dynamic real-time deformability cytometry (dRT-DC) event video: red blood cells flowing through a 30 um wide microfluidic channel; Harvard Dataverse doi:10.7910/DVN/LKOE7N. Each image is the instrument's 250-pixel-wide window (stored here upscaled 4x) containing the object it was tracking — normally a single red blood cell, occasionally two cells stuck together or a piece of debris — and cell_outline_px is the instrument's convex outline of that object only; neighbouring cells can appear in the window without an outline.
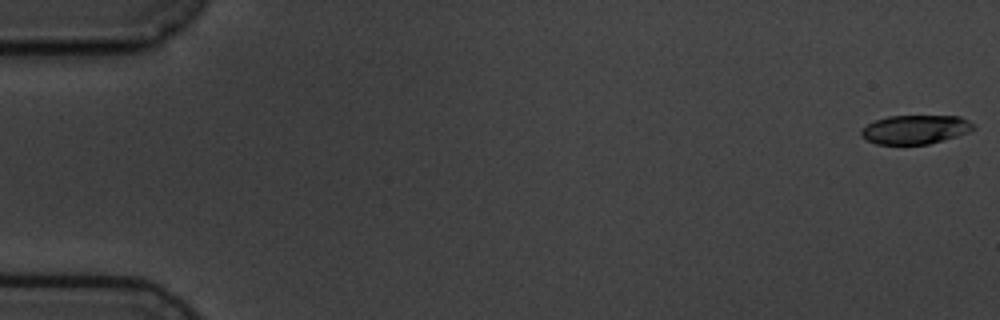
{"species": "common noctule bat (a hibernating species)", "species_latin": "Nyctalus noctula", "temperature_condition": "cold", "stored_images_in_passage": 6, "camera_frame_rate_fps": 3000, "um_per_image_px": 0.085, "animal": {"sex": "male", "body_mass_g": 19.5, "forearm_length_mm": 54.6}, "frame": {"image": 1, "passage_image": 1, "time_ms": 0.0, "image_size_px": [1000, 320], "cell_outline_px": [[976, 128], [968, 132], [944, 140], [928, 144], [876, 144], [868, 140], [860, 132], [868, 124], [876, 120], [888, 116], [960, 116], [968, 120]], "centroid_in_image_um": [77.83, 11.0], "position_along_channel_um": 7.2, "area_um2": 18.67}}
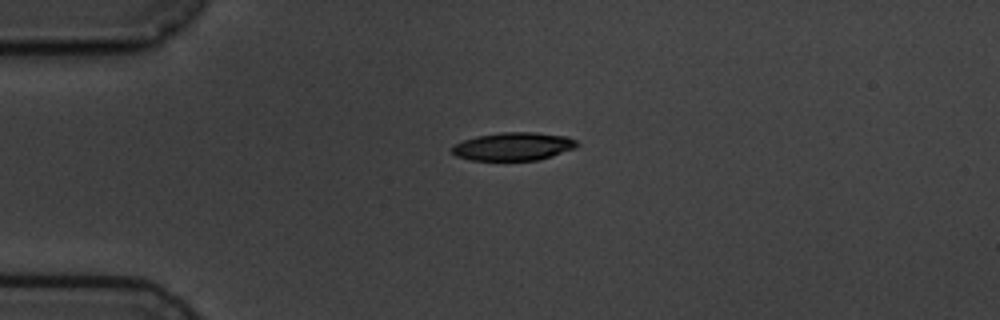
{"frame": {"image": 2, "passage_image": 4, "time_ms": 4.333, "image_size_px": [1000, 320], "cell_outline_px": [[580, 144], [576, 148], [540, 160], [472, 160], [456, 156], [452, 152], [452, 148], [456, 144], [464, 140], [476, 136], [500, 132], [536, 132], [568, 136], [576, 140]], "centroid_in_image_um": [43.69, 12.44], "position_along_channel_um": 41.3, "area_um2": 20.58}}
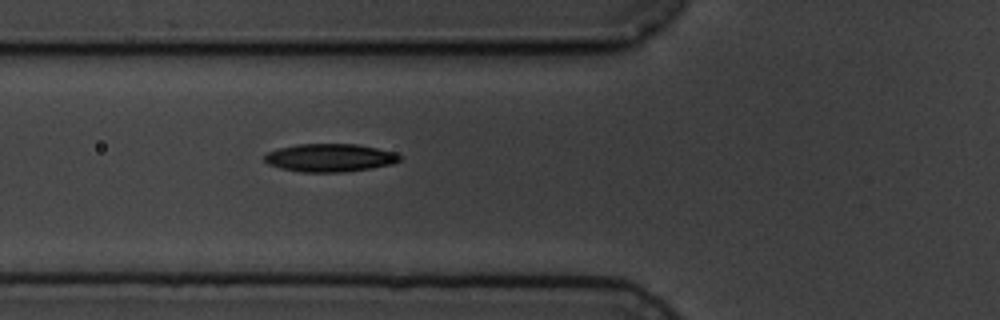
{"frame": {"image": 3, "passage_image": 6, "time_ms": 6.667, "image_size_px": [1000, 320], "cell_outline_px": [[400, 160], [392, 164], [372, 168], [340, 172], [304, 172], [280, 168], [268, 164], [264, 160], [264, 156], [268, 152], [280, 148], [296, 144], [356, 144], [396, 152], [400, 156]], "centroid_in_image_um": [28.04, 13.41], "position_along_channel_um": 97.8, "area_um2": 21.96}}